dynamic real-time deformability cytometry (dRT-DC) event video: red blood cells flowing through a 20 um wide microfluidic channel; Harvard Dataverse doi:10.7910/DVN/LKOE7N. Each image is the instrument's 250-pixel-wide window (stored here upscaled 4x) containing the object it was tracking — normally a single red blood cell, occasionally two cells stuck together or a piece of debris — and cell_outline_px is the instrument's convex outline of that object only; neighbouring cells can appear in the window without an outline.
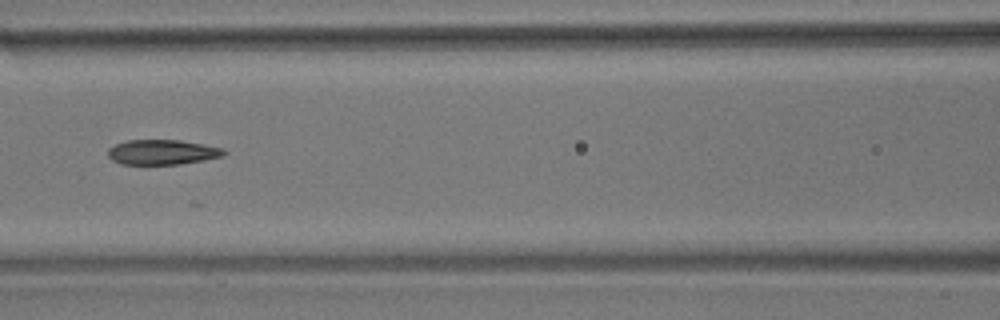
{"species": "common noctule bat (a hibernating species)", "species_latin": "Nyctalus noctula", "temperature_condition": "room temperature", "stored_images_in_passage": 54, "camera_frame_rate_fps": 3000, "um_per_image_px": 0.085, "animal": {"sex": "male", "body_mass_g": 17.9}, "frame": {"image": 1, "passage_image": 24, "time_ms": 7.667, "image_size_px": [1000, 320], "cell_outline_px": [[228, 152], [224, 156], [204, 160], [180, 164], [120, 164], [112, 160], [108, 156], [108, 148], [116, 144], [128, 140], [180, 140], [204, 144], [224, 148]], "centroid_in_image_um": [13.83, 12.93], "position_along_channel_um": 152.8, "area_um2": 16.99}, "authors_computed_cell_mechanics": {"area_um2": 17.6868, "velocity_mm_per_s": 3.6796, "shape_relaxation_time_tau1_ms": 7.1293, "shape_relaxation_time_tau2_ms": 3.433, "deformation_change_tau1": 0.1885, "deformation_change_tau2": 0.1122}}